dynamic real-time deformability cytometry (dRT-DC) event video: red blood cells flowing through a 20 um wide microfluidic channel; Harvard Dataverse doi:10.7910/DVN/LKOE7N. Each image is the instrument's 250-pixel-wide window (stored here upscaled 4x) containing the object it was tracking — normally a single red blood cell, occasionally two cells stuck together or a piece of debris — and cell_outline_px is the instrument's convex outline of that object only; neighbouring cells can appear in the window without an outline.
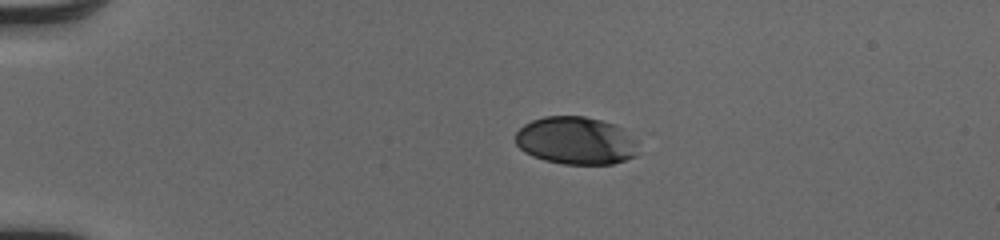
{"species": "human", "species_latin": "Homo sapiens", "temperature_condition": "cold", "stored_images_in_passage": 41, "camera_frame_rate_fps": 3000, "um_per_image_px": 0.085, "donor": {"sex": "male"}, "frame": {"image": 1, "passage_image": 1, "time_ms": 0.0, "image_size_px": [1000, 240], "cell_outline_px": [[636, 156], [612, 164], [564, 164], [544, 160], [532, 156], [524, 152], [516, 144], [516, 132], [524, 124], [532, 120], [544, 116], [584, 116], [616, 124], [624, 128], [636, 140]], "centroid_in_image_um": [48.95, 11.95], "position_along_channel_um": 36.0, "area_um2": 34.33}}
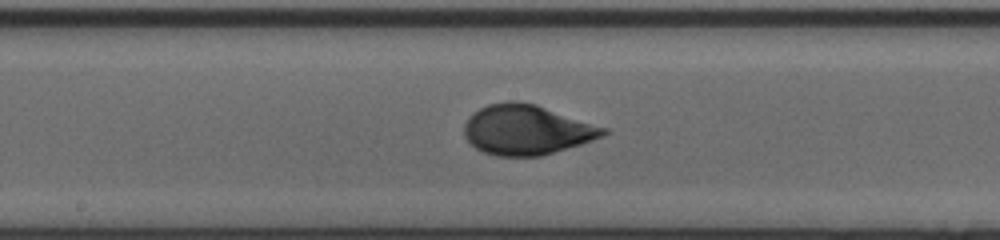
{"frame": {"image": 2, "passage_image": 18, "time_ms": 5.667, "image_size_px": [1000, 240], "cell_outline_px": [[612, 132], [592, 140], [580, 144], [540, 156], [496, 156], [484, 152], [476, 148], [464, 136], [464, 124], [468, 116], [472, 112], [488, 104], [508, 100], [516, 100], [536, 104], [608, 128]], "centroid_in_image_um": [44.76, 11.01], "position_along_channel_um": 203.4, "area_um2": 40.63}}
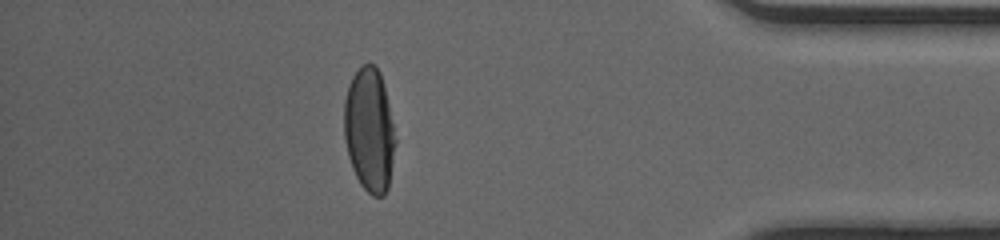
{"frame": {"image": 3, "passage_image": 35, "time_ms": 11.333, "image_size_px": [1000, 240], "cell_outline_px": [[396, 140], [388, 188], [384, 196], [372, 196], [360, 184], [352, 168], [348, 156], [344, 136], [344, 100], [348, 84], [352, 76], [364, 64], [372, 64], [380, 72], [388, 104]], "centroid_in_image_um": [31.38, 11.08], "position_along_channel_um": 403.8, "area_um2": 36.76}, "authors_computed_cell_mechanics": {"area_um2": 38.6682, "velocity_mm_per_s": 4.0978, "shape_relaxation_time_tau1_ms": 4.0468, "shape_relaxation_time_tau2_ms": null, "deformation_change_tau1": 0.1906, "deformation_change_tau2": null}}